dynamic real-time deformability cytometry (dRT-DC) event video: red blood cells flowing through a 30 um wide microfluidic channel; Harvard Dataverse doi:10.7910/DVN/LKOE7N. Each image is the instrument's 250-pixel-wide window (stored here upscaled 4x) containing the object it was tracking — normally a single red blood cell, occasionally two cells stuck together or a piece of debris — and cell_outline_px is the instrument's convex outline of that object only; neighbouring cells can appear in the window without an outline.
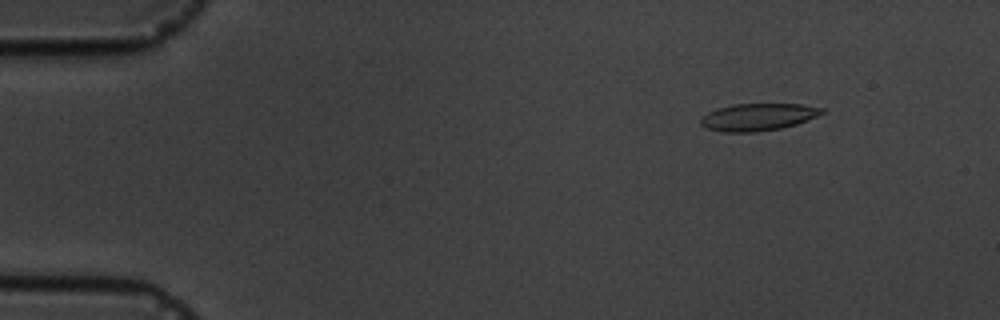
{"species": "common noctule bat (a hibernating species)", "species_latin": "Nyctalus noctula", "temperature_condition": "cold", "stored_images_in_passage": 7, "camera_frame_rate_fps": 3000, "um_per_image_px": 0.085, "animal": {"sex": "male", "body_mass_g": 19.5, "forearm_length_mm": 54.6}, "frame": {"image": 1, "passage_image": 2, "time_ms": 1.0, "image_size_px": [1000, 320], "cell_outline_px": [[824, 112], [816, 116], [796, 124], [780, 128], [756, 132], [724, 132], [704, 128], [700, 124], [700, 120], [708, 112], [716, 108], [732, 104], [804, 104], [824, 108]], "centroid_in_image_um": [64.4, 9.94], "position_along_channel_um": 20.6, "area_um2": 19.25}}
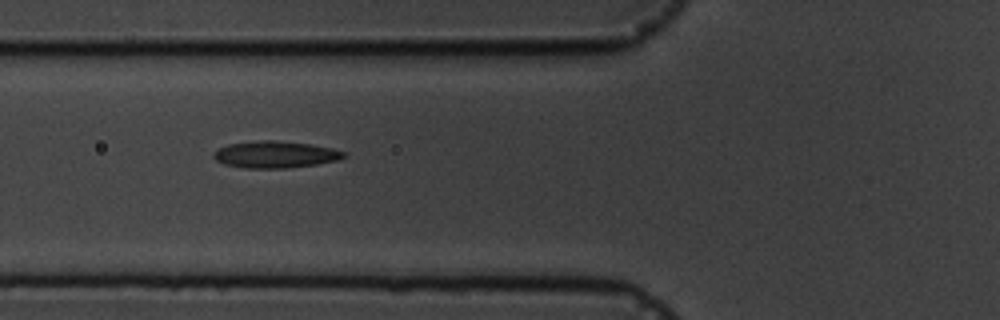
{"frame": {"image": 2, "passage_image": 6, "time_ms": 5.667, "image_size_px": [1000, 320], "cell_outline_px": [[348, 156], [336, 160], [316, 164], [284, 168], [244, 168], [224, 164], [216, 160], [212, 156], [212, 152], [216, 148], [228, 144], [264, 140], [276, 140], [308, 144], [332, 148], [344, 152]], "centroid_in_image_um": [23.34, 13.13], "position_along_channel_um": 102.5, "area_um2": 20.29}}
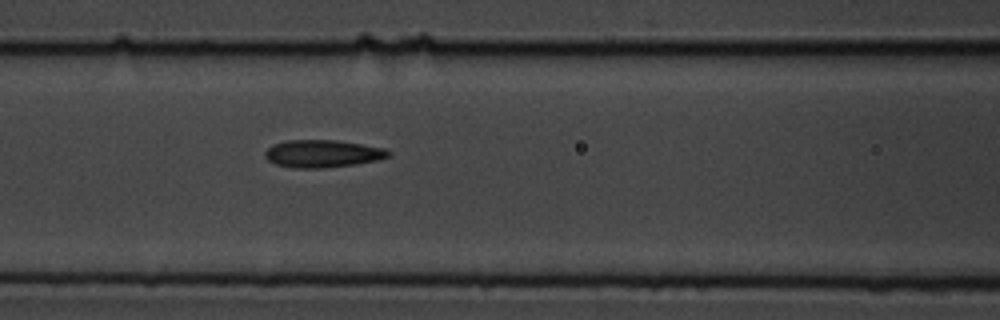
{"frame": {"image": 3, "passage_image": 7, "time_ms": 6.667, "image_size_px": [1000, 320], "cell_outline_px": [[392, 152], [388, 156], [376, 160], [356, 164], [324, 168], [296, 168], [276, 164], [268, 160], [264, 156], [264, 152], [272, 144], [288, 140], [336, 140], [384, 148]], "centroid_in_image_um": [27.39, 13.06], "position_along_channel_um": 139.2, "area_um2": 19.71}}